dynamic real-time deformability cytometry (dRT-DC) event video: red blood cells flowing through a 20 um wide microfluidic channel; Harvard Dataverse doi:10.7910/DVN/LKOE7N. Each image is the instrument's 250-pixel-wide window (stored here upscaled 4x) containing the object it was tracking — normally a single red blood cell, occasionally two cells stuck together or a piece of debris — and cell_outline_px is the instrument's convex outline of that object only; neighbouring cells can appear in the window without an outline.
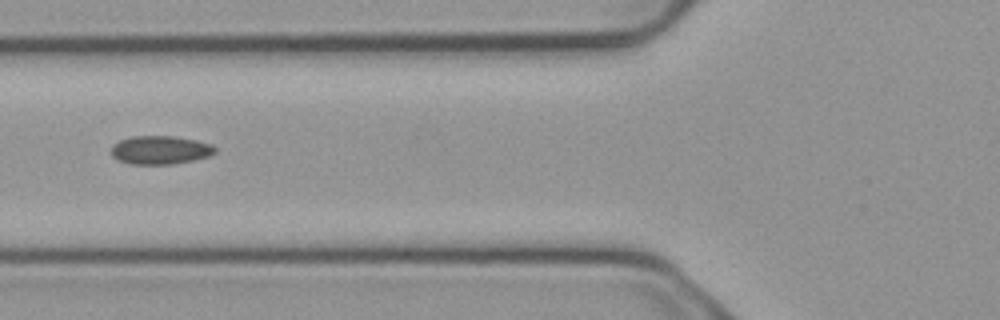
{"species": "common noctule bat (a hibernating species)", "species_latin": "Nyctalus noctula", "temperature_condition": "cold", "stored_images_in_passage": 3, "camera_frame_rate_fps": 3000, "um_per_image_px": 0.085, "animal": {"sex": "male", "body_mass_g": 23.1, "forearm_length_mm": 52.7}, "frame": {"image": 1, "passage_image": 3, "time_ms": 0.667, "image_size_px": [1000, 320], "cell_outline_px": [[216, 152], [208, 156], [192, 160], [172, 164], [132, 164], [116, 160], [112, 156], [112, 144], [120, 140], [132, 136], [172, 136], [196, 140], [212, 144], [216, 148]], "centroid_in_image_um": [13.6, 12.75], "position_along_channel_um": 112.2, "area_um2": 17.22}}